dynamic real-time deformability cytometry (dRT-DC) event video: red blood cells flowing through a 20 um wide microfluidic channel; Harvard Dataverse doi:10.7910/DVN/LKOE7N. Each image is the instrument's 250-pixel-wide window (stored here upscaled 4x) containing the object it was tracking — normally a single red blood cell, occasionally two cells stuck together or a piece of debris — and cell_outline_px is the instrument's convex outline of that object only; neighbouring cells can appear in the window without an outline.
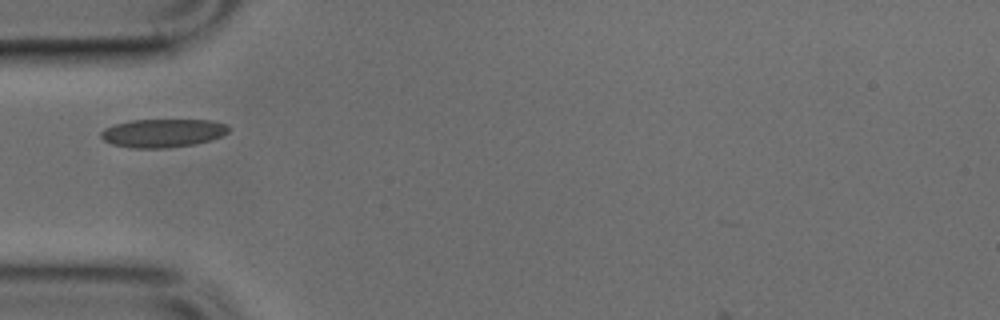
{"species": "common noctule bat (a hibernating species)", "species_latin": "Nyctalus noctula", "temperature_condition": "cold", "stored_images_in_passage": 35, "camera_frame_rate_fps": 3000, "um_per_image_px": 0.085, "animal": {"sex": "male", "body_mass_g": 17.9, "forearm_length_mm": 54.2}, "frame": {"image": 1, "passage_image": 1, "time_ms": 0.0, "image_size_px": [1000, 320], "cell_outline_px": [[232, 128], [228, 132], [212, 140], [196, 144], [168, 148], [132, 148], [112, 144], [104, 140], [100, 136], [100, 132], [104, 128], [128, 120], [212, 120], [228, 124]], "centroid_in_image_um": [13.87, 11.31], "position_along_channel_um": 71.1, "area_um2": 21.39}}
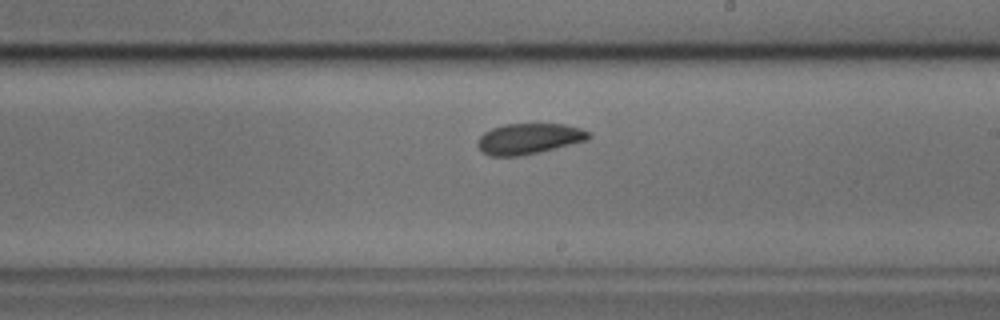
{"frame": {"image": 2, "passage_image": 14, "time_ms": 4.333, "image_size_px": [1000, 320], "cell_outline_px": [[592, 136], [588, 140], [520, 156], [488, 156], [476, 144], [480, 136], [484, 132], [492, 128], [504, 124], [564, 124], [580, 128], [592, 132]], "centroid_in_image_um": [44.97, 11.78], "position_along_channel_um": 244.0, "area_um2": 19.83}}
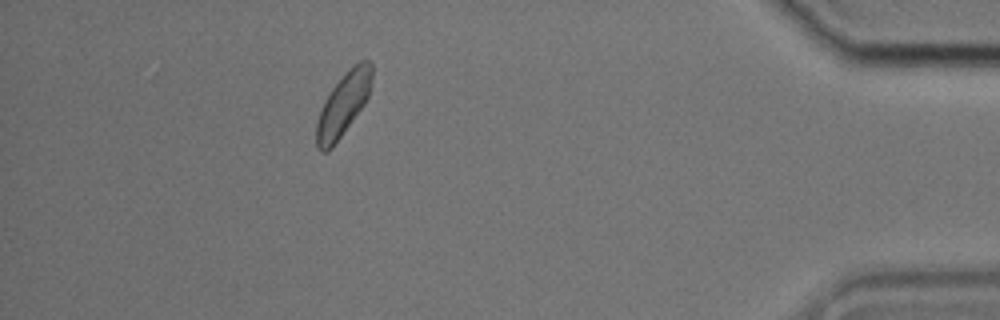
{"frame": {"image": 3, "passage_image": 30, "time_ms": 9.667, "image_size_px": [1000, 320], "cell_outline_px": [[372, 76], [368, 96], [364, 104], [332, 148], [328, 152], [320, 152], [316, 148], [316, 124], [324, 100], [332, 88], [360, 60], [368, 60], [372, 64]], "centroid_in_image_um": [29.15, 8.94], "position_along_channel_um": 406.0, "area_um2": 19.83}}